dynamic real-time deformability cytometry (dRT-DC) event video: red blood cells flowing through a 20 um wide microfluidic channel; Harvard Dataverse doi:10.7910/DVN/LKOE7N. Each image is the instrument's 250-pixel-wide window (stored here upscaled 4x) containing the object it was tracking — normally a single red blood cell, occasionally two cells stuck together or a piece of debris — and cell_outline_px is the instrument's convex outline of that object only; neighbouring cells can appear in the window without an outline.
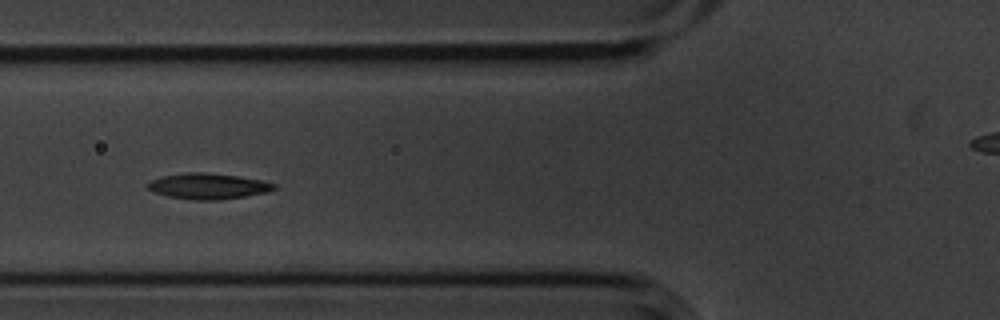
{"species": "common noctule bat (a hibernating species)", "species_latin": "Nyctalus noctula", "temperature_condition": "cold", "stored_images_in_passage": 14, "camera_frame_rate_fps": 3000, "um_per_image_px": 0.085, "animal": {"sex": "male", "body_mass_g": 20.1, "forearm_length_mm": 53.5}, "frame": {"image": 1, "passage_image": 4, "time_ms": 1.0, "image_size_px": [1000, 320], "cell_outline_px": [[276, 188], [268, 192], [244, 196], [216, 200], [196, 200], [168, 196], [156, 192], [148, 188], [148, 184], [152, 180], [164, 176], [184, 172], [204, 172], [236, 176], [260, 180], [276, 184]], "centroid_in_image_um": [17.71, 15.82], "position_along_channel_um": 108.1, "area_um2": 18.61}}
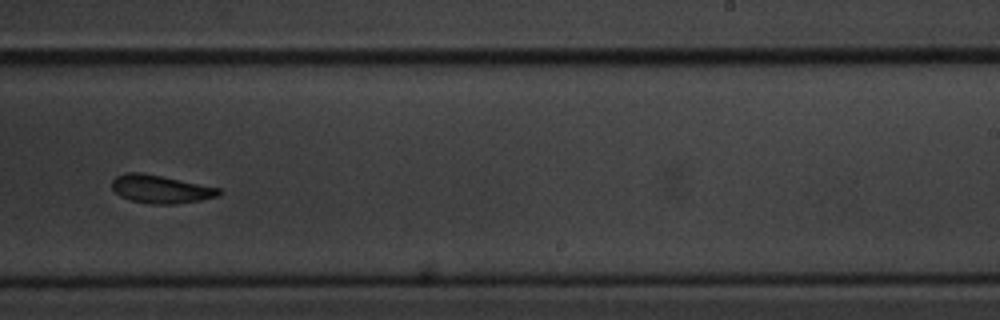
{"frame": {"image": 2, "passage_image": 8, "time_ms": 2.333, "image_size_px": [1000, 320], "cell_outline_px": [[224, 192], [216, 196], [200, 200], [172, 204], [148, 204], [132, 200], [120, 196], [112, 188], [112, 180], [116, 176], [128, 172], [140, 172], [220, 188]], "centroid_in_image_um": [13.64, 16.08], "position_along_channel_um": 275.4, "area_um2": 17.28}}
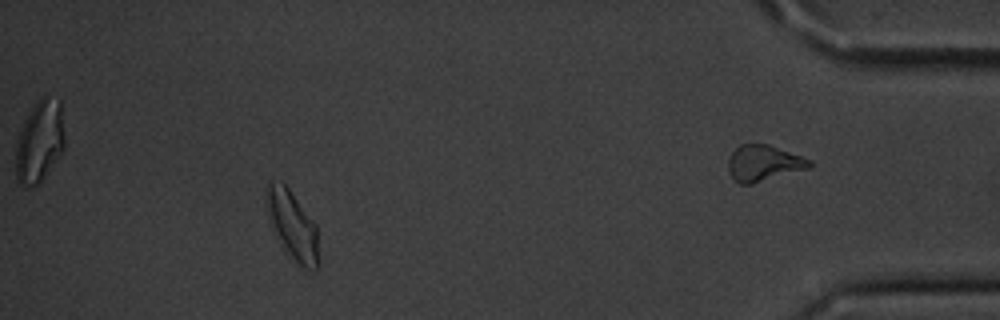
{"frame": {"image": 3, "passage_image": 12, "time_ms": 3.667, "image_size_px": [1000, 320], "cell_outline_px": [[316, 272], [304, 268], [296, 264], [280, 244], [272, 228], [268, 216], [264, 200], [264, 192], [268, 180], [272, 180], [284, 184], [288, 188], [316, 224]], "centroid_in_image_um": [24.78, 19.1], "position_along_channel_um": 410.4, "area_um2": 20.81}}